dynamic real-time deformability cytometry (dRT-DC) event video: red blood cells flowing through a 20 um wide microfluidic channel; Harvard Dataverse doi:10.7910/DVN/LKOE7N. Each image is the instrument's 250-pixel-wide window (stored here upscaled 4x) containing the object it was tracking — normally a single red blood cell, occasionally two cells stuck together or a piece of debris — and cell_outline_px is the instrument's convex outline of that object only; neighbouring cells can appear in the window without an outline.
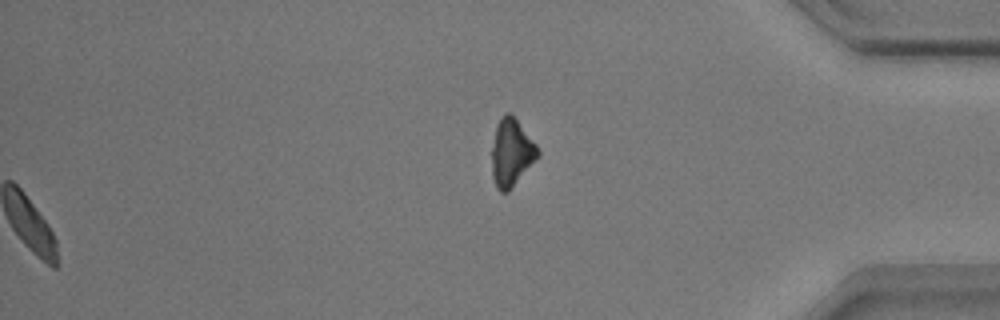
{"species": "common noctule bat (a hibernating species)", "species_latin": "Nyctalus noctula", "temperature_condition": "warm", "stored_images_in_passage": 56, "camera_frame_rate_fps": 3000, "um_per_image_px": 0.085, "animal": {"sex": "male", "body_mass_g": 17.9}, "frame": {"image": 1, "passage_image": 56, "time_ms": 18.333, "image_size_px": [1000, 320], "cell_outline_px": [[540, 156], [508, 192], [500, 192], [496, 188], [492, 176], [492, 148], [496, 124], [500, 116], [504, 112], [512, 112], [536, 144], [540, 152]], "centroid_in_image_um": [43.47, 12.94], "position_along_channel_um": 391.7, "area_um2": 18.44}, "authors_computed_cell_mechanics": {"area_um2": 18.5538, "velocity_mm_per_s": 3.4774, "shape_relaxation_time_tau1_ms": 2.7725, "shape_relaxation_time_tau2_ms": null, "deformation_change_tau1": 0.1074, "deformation_change_tau2": null}}